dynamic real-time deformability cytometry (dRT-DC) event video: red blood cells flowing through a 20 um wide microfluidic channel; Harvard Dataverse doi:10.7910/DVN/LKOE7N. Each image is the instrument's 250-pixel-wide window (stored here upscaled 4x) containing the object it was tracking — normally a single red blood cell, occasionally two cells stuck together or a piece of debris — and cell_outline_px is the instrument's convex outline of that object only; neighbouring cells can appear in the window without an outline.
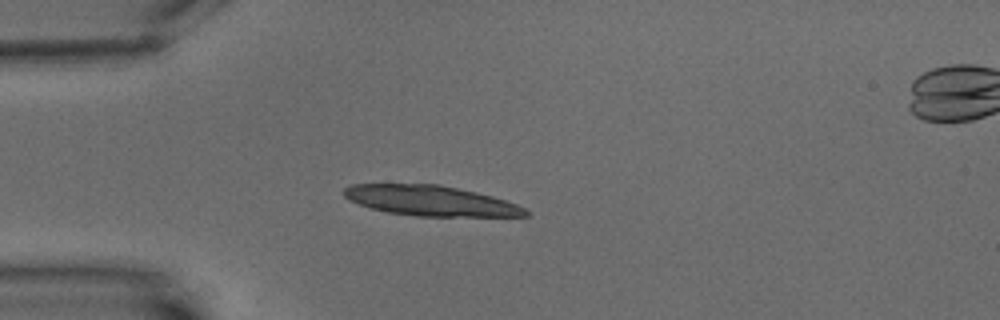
{"species": "common noctule bat (a hibernating species)", "species_latin": "Nyctalus noctula", "temperature_condition": "warm", "stored_images_in_passage": 5, "camera_frame_rate_fps": 3000, "um_per_image_px": 0.085, "animal": {"sex": "male", "body_mass_g": 15.6}, "frame": {"image": 1, "passage_image": 3, "time_ms": 3.333, "image_size_px": [1000, 320], "cell_outline_px": [[528, 216], [416, 216], [388, 212], [372, 208], [348, 200], [344, 196], [344, 188], [352, 184], [440, 184], [476, 192], [492, 196], [516, 204], [524, 208], [528, 212]], "centroid_in_image_um": [36.58, 17.05], "position_along_channel_um": 48.4, "area_um2": 31.73}}